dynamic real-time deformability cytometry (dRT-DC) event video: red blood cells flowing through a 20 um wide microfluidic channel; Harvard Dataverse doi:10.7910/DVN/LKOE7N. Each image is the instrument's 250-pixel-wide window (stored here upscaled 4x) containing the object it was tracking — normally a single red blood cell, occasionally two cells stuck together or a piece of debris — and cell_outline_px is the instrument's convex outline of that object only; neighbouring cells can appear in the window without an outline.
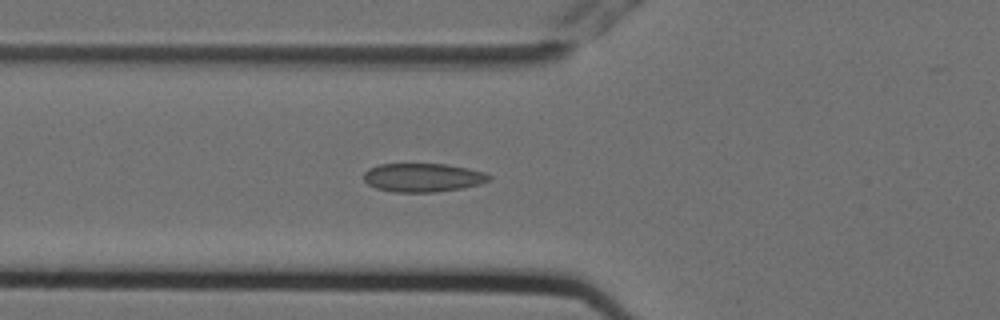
{"species": "Egyptian fruit bat (a non-hibernating species)", "species_latin": "Rousettus aegyptiacus", "temperature_condition": "cold", "stored_images_in_passage": 6, "camera_frame_rate_fps": 3000, "um_per_image_px": 0.085, "animal": {"sex": "female"}, "frame": {"image": 1, "passage_image": 6, "time_ms": 1.667, "image_size_px": [1000, 320], "cell_outline_px": [[492, 176], [488, 180], [480, 184], [464, 188], [436, 192], [392, 192], [376, 188], [368, 184], [364, 180], [364, 172], [368, 168], [380, 164], [444, 164], [468, 168], [484, 172]], "centroid_in_image_um": [35.93, 15.09], "position_along_channel_um": 89.9, "area_um2": 20.98}}